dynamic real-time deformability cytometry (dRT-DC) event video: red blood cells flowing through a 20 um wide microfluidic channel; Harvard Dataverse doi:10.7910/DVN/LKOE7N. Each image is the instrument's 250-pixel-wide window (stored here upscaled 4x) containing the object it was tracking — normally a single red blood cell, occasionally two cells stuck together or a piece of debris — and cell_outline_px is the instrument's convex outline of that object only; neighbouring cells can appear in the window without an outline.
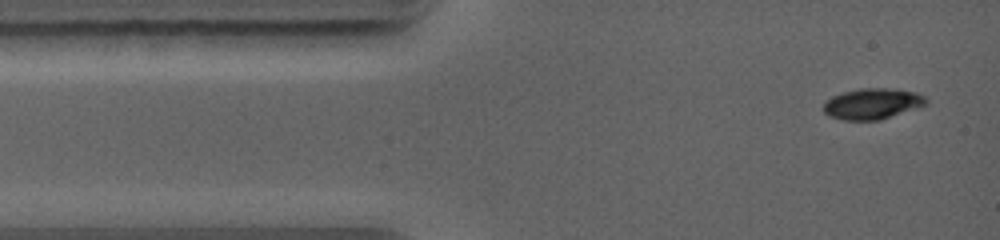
{"species": "common noctule bat (a hibernating species)", "species_latin": "Nyctalus noctula", "temperature_condition": "warm", "stored_images_in_passage": 3, "camera_frame_rate_fps": 5000, "um_per_image_px": 0.085, "animal": {"sex": "female", "body_mass_g": 19.0, "forearm_length_mm": 56.7}, "frame": {"image": 1, "passage_image": 1, "time_ms": 0.0, "image_size_px": [1000, 240], "cell_outline_px": [[928, 104], [880, 120], [844, 120], [828, 116], [824, 112], [824, 104], [832, 96], [844, 92], [860, 88], [888, 88], [916, 92], [924, 96], [928, 100]], "centroid_in_image_um": [74.17, 8.82], "position_along_channel_um": 10.8, "area_um2": 18.38}}
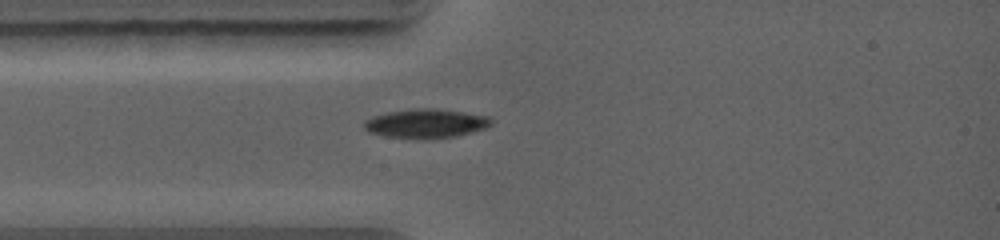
{"frame": {"image": 2, "passage_image": 3, "time_ms": 2.0, "image_size_px": [1000, 240], "cell_outline_px": [[492, 124], [488, 128], [456, 136], [428, 140], [384, 136], [368, 132], [364, 128], [364, 120], [372, 116], [388, 112], [416, 108], [432, 108], [492, 116]], "centroid_in_image_um": [36.22, 10.51], "position_along_channel_um": 48.8, "area_um2": 21.91}}